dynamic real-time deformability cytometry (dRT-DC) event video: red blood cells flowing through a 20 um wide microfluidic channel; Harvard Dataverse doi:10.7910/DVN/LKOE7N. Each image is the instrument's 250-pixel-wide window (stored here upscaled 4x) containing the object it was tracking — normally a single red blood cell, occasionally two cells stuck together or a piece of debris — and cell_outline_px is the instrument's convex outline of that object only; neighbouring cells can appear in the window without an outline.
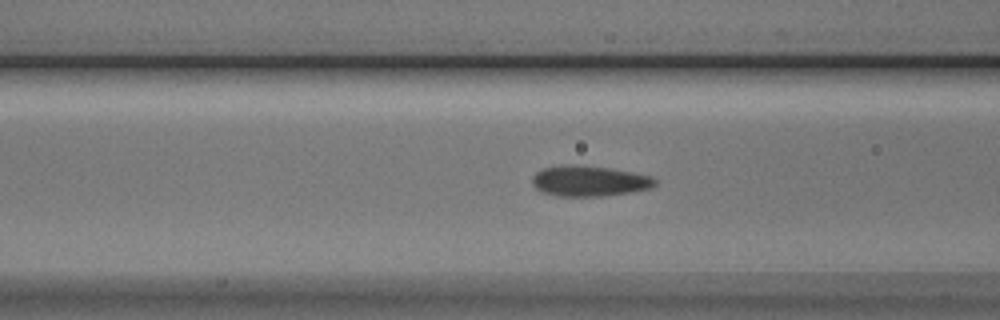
{"species": "Egyptian fruit bat (a non-hibernating species)", "species_latin": "Rousettus aegyptiacus", "temperature_condition": "cold", "stored_images_in_passage": 38, "camera_frame_rate_fps": 3000, "um_per_image_px": 0.085, "animal": {"sex": "male"}, "frame": {"image": 1, "passage_image": 4, "time_ms": 1.0, "image_size_px": [1000, 320], "cell_outline_px": [[656, 184], [652, 188], [604, 196], [560, 196], [540, 192], [532, 184], [532, 176], [536, 172], [544, 168], [608, 168], [632, 172], [652, 176], [656, 180]], "centroid_in_image_um": [50.13, 15.44], "position_along_channel_um": 116.5, "area_um2": 20.87}}
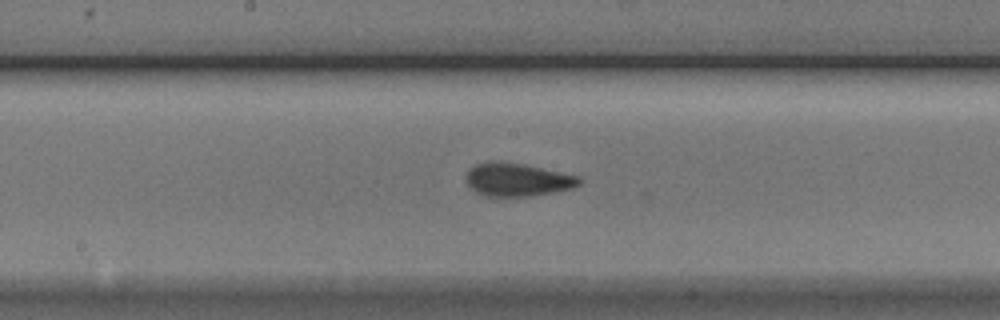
{"frame": {"image": 2, "passage_image": 11, "time_ms": 3.333, "image_size_px": [1000, 320], "cell_outline_px": [[584, 180], [580, 184], [572, 188], [556, 192], [528, 196], [484, 196], [476, 192], [468, 184], [468, 172], [476, 164], [488, 160], [492, 160], [524, 164], [580, 176]], "centroid_in_image_um": [44.03, 15.26], "position_along_channel_um": 204.2, "area_um2": 21.85}}
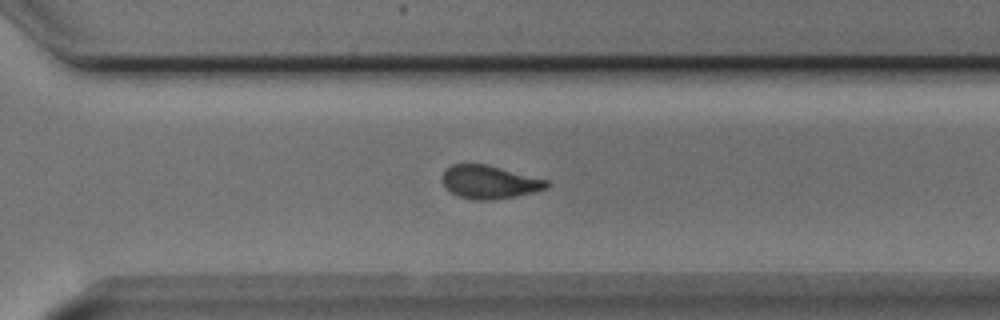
{"frame": {"image": 3, "passage_image": 21, "time_ms": 6.667, "image_size_px": [1000, 320], "cell_outline_px": [[548, 188], [516, 196], [492, 200], [472, 200], [456, 196], [444, 188], [444, 172], [452, 164], [484, 164], [548, 180]], "centroid_in_image_um": [41.58, 15.5], "position_along_channel_um": 329.0, "area_um2": 20.0}}